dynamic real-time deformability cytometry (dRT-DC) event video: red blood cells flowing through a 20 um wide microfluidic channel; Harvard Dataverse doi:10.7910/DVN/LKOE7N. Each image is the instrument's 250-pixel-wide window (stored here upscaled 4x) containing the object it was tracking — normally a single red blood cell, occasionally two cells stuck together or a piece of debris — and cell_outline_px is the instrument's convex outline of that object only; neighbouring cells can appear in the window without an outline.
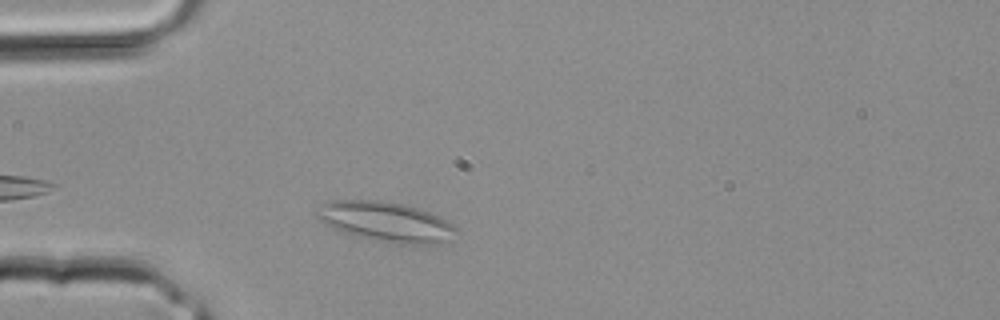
{"species": "common noctule bat (a hibernating species)", "species_latin": "Nyctalus noctula", "temperature_condition": "room temperature", "stored_images_in_passage": 2, "camera_frame_rate_fps": 3000, "um_per_image_px": 0.085, "animal": {"sex": "male", "body_mass_g": 20.4}, "frame": {"image": 1, "passage_image": 2, "time_ms": 0.333, "image_size_px": [1000, 320], "cell_outline_px": [[456, 228], [444, 240], [436, 244], [412, 244], [372, 240], [352, 236], [332, 228], [320, 220], [312, 212], [320, 204], [328, 200], [376, 200], [404, 204], [428, 212], [452, 224]], "centroid_in_image_um": [32.63, 18.83], "position_along_channel_um": 52.4, "area_um2": 32.02}}